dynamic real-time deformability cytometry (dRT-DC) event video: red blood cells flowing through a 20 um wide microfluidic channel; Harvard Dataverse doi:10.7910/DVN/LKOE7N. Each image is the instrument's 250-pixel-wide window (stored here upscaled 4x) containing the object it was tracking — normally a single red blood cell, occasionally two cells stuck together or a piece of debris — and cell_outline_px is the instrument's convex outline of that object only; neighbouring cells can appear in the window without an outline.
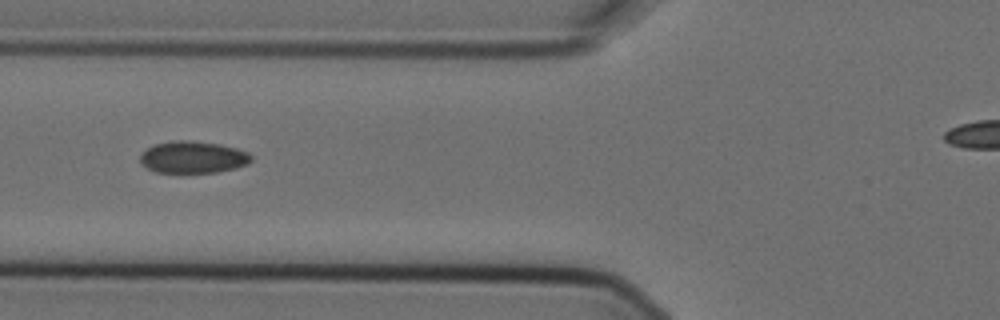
{"species": "Egyptian fruit bat (a non-hibernating species)", "species_latin": "Rousettus aegyptiacus", "temperature_condition": "cold", "stored_images_in_passage": 7, "camera_frame_rate_fps": 3000, "um_per_image_px": 0.085, "animal": {"sex": "female"}, "frame": {"image": 1, "passage_image": 4, "time_ms": 1.0, "image_size_px": [1000, 320], "cell_outline_px": [[252, 160], [248, 164], [236, 168], [216, 172], [156, 172], [148, 168], [140, 160], [140, 156], [148, 148], [156, 144], [172, 140], [188, 140], [220, 144], [236, 148], [248, 152], [252, 156]], "centroid_in_image_um": [16.45, 13.35], "position_along_channel_um": 109.4, "area_um2": 20.52}}
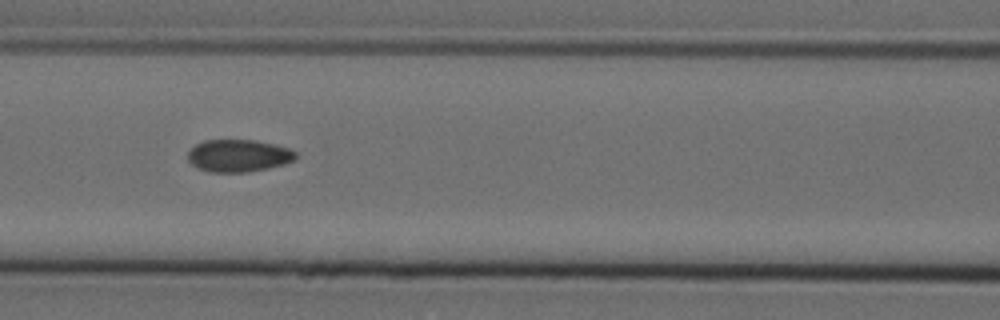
{"frame": {"image": 2, "passage_image": 5, "time_ms": 1.333, "image_size_px": [1000, 320], "cell_outline_px": [[296, 160], [284, 164], [268, 168], [248, 172], [208, 172], [192, 164], [188, 160], [188, 152], [196, 144], [204, 140], [256, 140], [276, 144], [288, 148], [296, 152]], "centroid_in_image_um": [20.3, 13.23], "position_along_channel_um": 146.3, "area_um2": 20.4}}
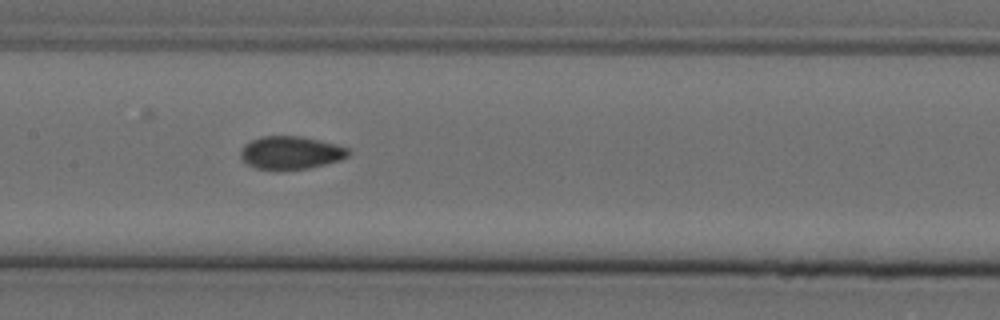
{"frame": {"image": 3, "passage_image": 6, "time_ms": 1.667, "image_size_px": [1000, 320], "cell_outline_px": [[352, 152], [348, 156], [340, 160], [308, 168], [256, 168], [248, 164], [240, 156], [240, 152], [244, 144], [260, 136], [300, 136], [336, 144], [348, 148]], "centroid_in_image_um": [24.73, 12.95], "position_along_channel_um": 182.7, "area_um2": 20.29}}